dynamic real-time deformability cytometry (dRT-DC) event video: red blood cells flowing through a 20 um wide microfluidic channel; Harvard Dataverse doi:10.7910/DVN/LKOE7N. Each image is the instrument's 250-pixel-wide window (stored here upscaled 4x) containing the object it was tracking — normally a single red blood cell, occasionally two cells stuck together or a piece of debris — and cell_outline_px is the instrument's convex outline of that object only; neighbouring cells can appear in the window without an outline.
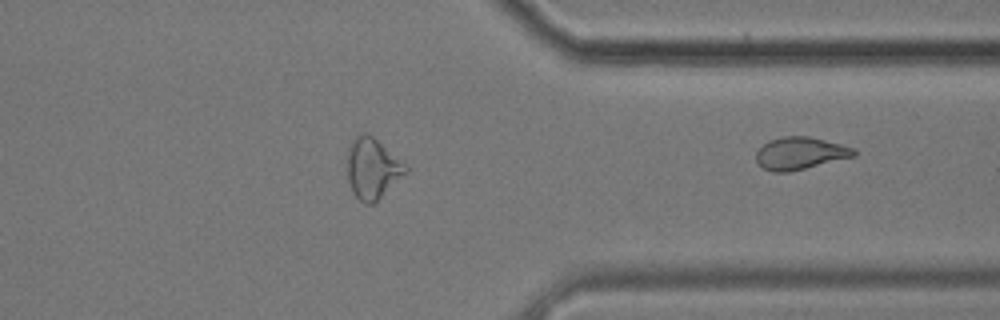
{"species": "common noctule bat (a hibernating species)", "species_latin": "Nyctalus noctula", "temperature_condition": "cold", "stored_images_in_passage": 44, "segment_of_instrument_passage": [2, 2], "camera_frame_rate_fps": 3000, "um_per_image_px": 0.085, "animal": {"sex": "male", "body_mass_g": 17.9}, "frame": {"image": 1, "passage_image": 44, "time_ms": 14.333, "image_size_px": [1000, 320], "cell_outline_px": [[856, 156], [788, 172], [772, 172], [756, 164], [756, 152], [764, 144], [772, 140], [784, 136], [808, 136], [856, 148]], "centroid_in_image_um": [68.01, 13.04], "position_along_channel_um": 343.4, "area_um2": 18.32}}